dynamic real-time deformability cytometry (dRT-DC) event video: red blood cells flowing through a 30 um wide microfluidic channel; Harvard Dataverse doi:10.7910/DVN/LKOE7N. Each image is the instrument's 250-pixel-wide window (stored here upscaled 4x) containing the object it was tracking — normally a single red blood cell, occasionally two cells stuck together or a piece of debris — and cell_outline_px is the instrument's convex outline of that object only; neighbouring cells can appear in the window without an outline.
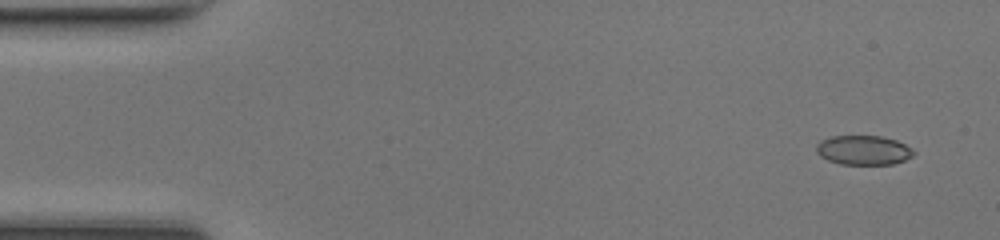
{"species": "common noctule bat (a hibernating species)", "species_latin": "Nyctalus noctula", "temperature_condition": "room temperature", "stored_images_in_passage": 46, "camera_frame_rate_fps": 3000, "um_per_image_px": 0.085, "animal": {"sex": "female", "body_mass_g": 17.0, "forearm_length_mm": 48.0}, "frame": {"image": 1, "passage_image": 1, "time_ms": 0.0, "image_size_px": [1000, 240], "cell_outline_px": [[916, 152], [912, 156], [904, 160], [892, 164], [840, 164], [828, 160], [820, 156], [816, 152], [816, 144], [820, 140], [832, 136], [880, 136], [896, 140], [912, 148]], "centroid_in_image_um": [73.38, 12.76], "position_along_channel_um": 11.6, "area_um2": 16.7}}
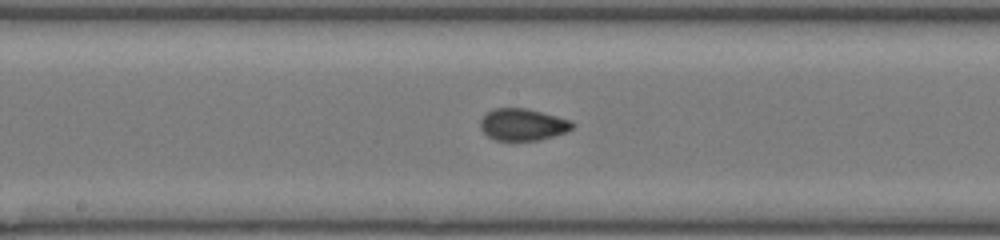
{"frame": {"image": 2, "passage_image": 23, "time_ms": 7.333, "image_size_px": [1000, 240], "cell_outline_px": [[572, 128], [568, 132], [540, 140], [496, 140], [488, 136], [480, 128], [480, 120], [488, 112], [496, 108], [524, 108], [572, 120]], "centroid_in_image_um": [44.44, 10.6], "position_along_channel_um": 203.8, "area_um2": 16.94}}
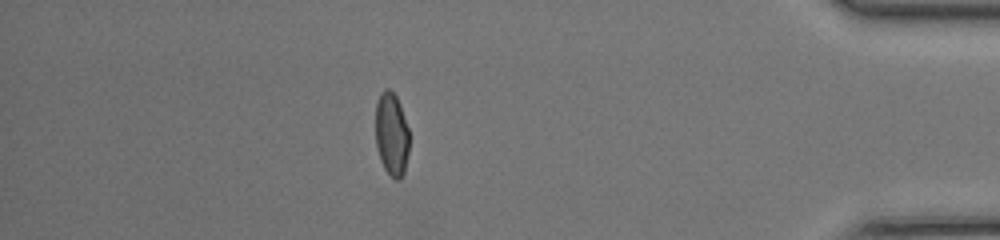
{"frame": {"image": 3, "passage_image": 40, "time_ms": 13.0, "image_size_px": [1000, 240], "cell_outline_px": [[408, 152], [404, 172], [396, 180], [384, 168], [380, 160], [376, 148], [376, 104], [380, 92], [384, 88], [388, 88], [396, 96], [400, 104], [408, 128]], "centroid_in_image_um": [33.27, 11.37], "position_along_channel_um": 401.9, "area_um2": 16.24}, "authors_computed_cell_mechanics": {"area_um2": 16.9065, "velocity_mm_per_s": 4.3313, "shape_relaxation_time_tau1_ms": null, "shape_relaxation_time_tau2_ms": 0.6681, "deformation_change_tau1": null, "deformation_change_tau2": 0.0502}}